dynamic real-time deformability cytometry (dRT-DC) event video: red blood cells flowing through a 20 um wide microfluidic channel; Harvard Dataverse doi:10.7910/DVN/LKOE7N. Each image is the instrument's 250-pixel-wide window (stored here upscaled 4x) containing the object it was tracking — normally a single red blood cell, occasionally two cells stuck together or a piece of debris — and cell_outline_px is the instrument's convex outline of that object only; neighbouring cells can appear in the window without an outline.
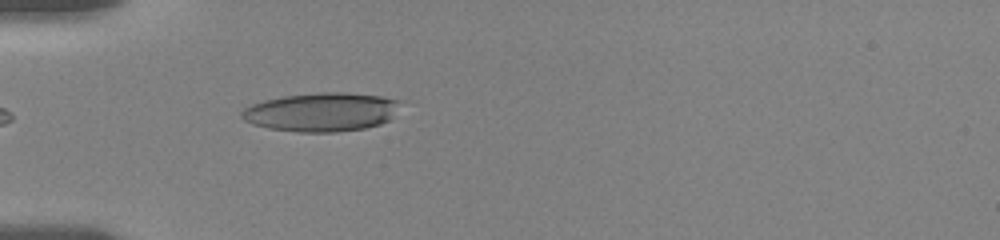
{"species": "human", "species_latin": "Homo sapiens", "temperature_condition": "room temperature", "stored_images_in_passage": 37, "camera_frame_rate_fps": 3000, "um_per_image_px": 0.085, "donor": {"sex": "female"}, "frame": {"image": 1, "passage_image": 1, "time_ms": 0.0, "image_size_px": [1000, 240], "cell_outline_px": [[404, 100], [388, 120], [380, 124], [364, 128], [336, 132], [300, 132], [268, 128], [252, 124], [244, 120], [240, 116], [240, 112], [244, 108], [252, 104], [264, 100], [280, 96], [320, 92], [344, 92], [380, 96]], "centroid_in_image_um": [27.31, 9.51], "position_along_channel_um": 57.7, "area_um2": 36.01}}
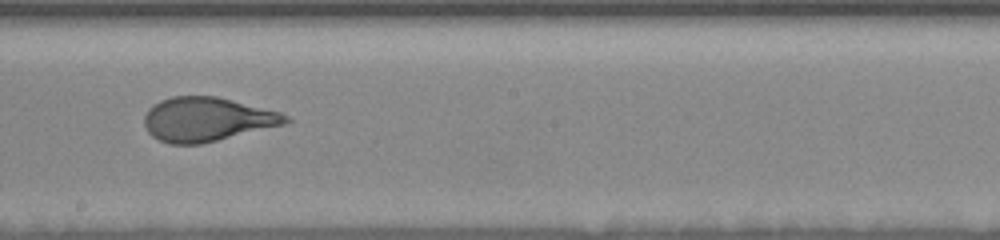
{"frame": {"image": 2, "passage_image": 16, "time_ms": 5.0, "image_size_px": [1000, 240], "cell_outline_px": [[292, 120], [284, 124], [200, 144], [168, 144], [152, 136], [148, 132], [144, 124], [144, 116], [148, 108], [152, 104], [160, 100], [172, 96], [216, 96], [280, 112], [288, 116]], "centroid_in_image_um": [17.54, 10.14], "position_along_channel_um": 230.7, "area_um2": 36.13}}
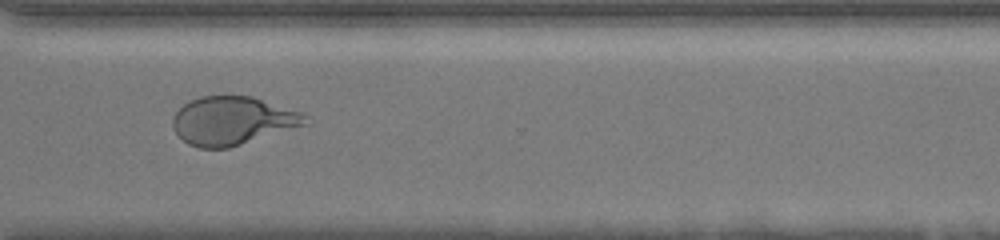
{"frame": {"image": 3, "passage_image": 26, "time_ms": 8.333, "image_size_px": [1000, 240], "cell_outline_px": [[312, 124], [228, 148], [200, 148], [188, 144], [176, 132], [172, 124], [172, 120], [176, 112], [184, 104], [200, 96], [252, 96], [304, 112]], "centroid_in_image_um": [19.86, 10.26], "position_along_channel_um": 350.7, "area_um2": 37.69}, "authors_computed_cell_mechanics": {"area_um2": 36.703, "velocity_mm_per_s": 3.6129, "shape_relaxation_time_tau1_ms": 3.8024, "shape_relaxation_time_tau2_ms": null, "deformation_change_tau1": 0.1806, "deformation_change_tau2": null}}